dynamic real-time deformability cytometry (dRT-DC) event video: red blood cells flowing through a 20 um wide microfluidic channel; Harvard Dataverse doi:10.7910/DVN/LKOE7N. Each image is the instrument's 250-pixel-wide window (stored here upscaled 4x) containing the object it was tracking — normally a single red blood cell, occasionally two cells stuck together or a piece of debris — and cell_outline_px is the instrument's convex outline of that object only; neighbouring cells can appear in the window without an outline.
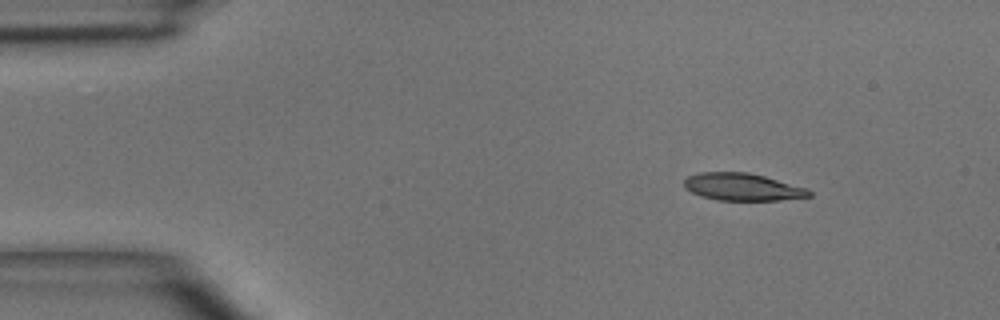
{"species": "common noctule bat (a hibernating species)", "species_latin": "Nyctalus noctula", "temperature_condition": "room temperature", "stored_images_in_passage": 3, "camera_frame_rate_fps": 3000, "um_per_image_px": 0.085, "animal": {"sex": "male", "body_mass_g": 15.6}, "frame": {"image": 1, "passage_image": 1, "time_ms": 0.0, "image_size_px": [1000, 320], "cell_outline_px": [[812, 196], [780, 200], [716, 200], [700, 196], [684, 188], [684, 180], [688, 176], [700, 172], [748, 172], [764, 176], [808, 188], [812, 192]], "centroid_in_image_um": [63.11, 15.89], "position_along_channel_um": 21.9, "area_um2": 20.0}}
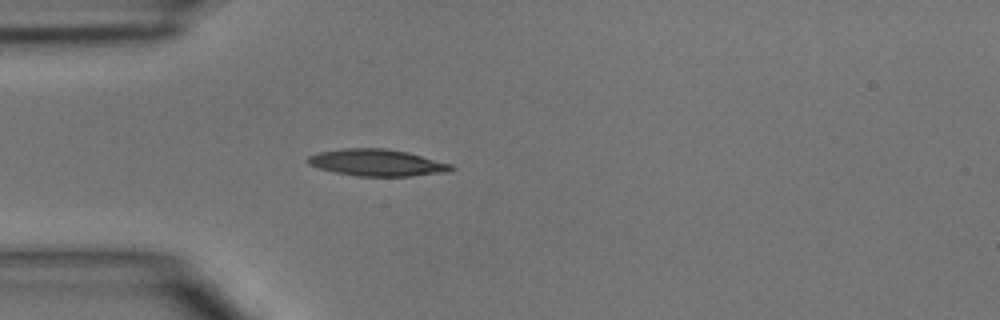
{"frame": {"image": 2, "passage_image": 3, "time_ms": 2.333, "image_size_px": [1000, 320], "cell_outline_px": [[456, 168], [448, 172], [412, 176], [360, 176], [336, 172], [320, 168], [308, 164], [304, 160], [308, 156], [320, 152], [344, 148], [384, 148], [408, 152], [452, 164]], "centroid_in_image_um": [32.07, 13.82], "position_along_channel_um": 52.9, "area_um2": 22.37}}